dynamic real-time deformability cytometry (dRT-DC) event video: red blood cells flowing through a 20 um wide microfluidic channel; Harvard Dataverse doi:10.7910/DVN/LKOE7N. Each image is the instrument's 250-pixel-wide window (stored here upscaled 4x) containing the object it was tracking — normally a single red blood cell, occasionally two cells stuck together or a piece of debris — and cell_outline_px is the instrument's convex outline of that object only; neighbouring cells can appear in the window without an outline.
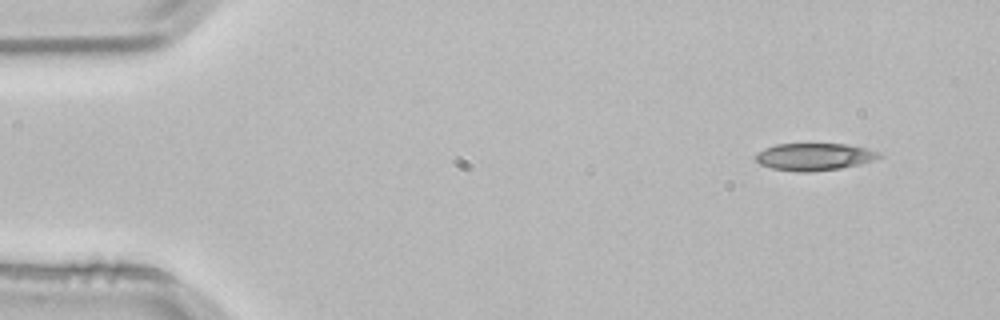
{"species": "common noctule bat (a hibernating species)", "species_latin": "Nyctalus noctula", "temperature_condition": "room temperature", "stored_images_in_passage": 3, "camera_frame_rate_fps": 3000, "um_per_image_px": 0.085, "animal": {"sex": "male", "body_mass_g": 21.5, "forearm_length_mm": 52.0}, "frame": {"image": 1, "passage_image": 1, "time_ms": 0.0, "image_size_px": [1000, 320], "cell_outline_px": [[884, 156], [860, 164], [840, 168], [808, 172], [800, 172], [772, 168], [760, 164], [756, 160], [756, 152], [764, 148], [776, 144], [844, 144], [868, 148], [880, 152]], "centroid_in_image_um": [69.22, 13.32], "position_along_channel_um": 15.8, "area_um2": 19.59}}
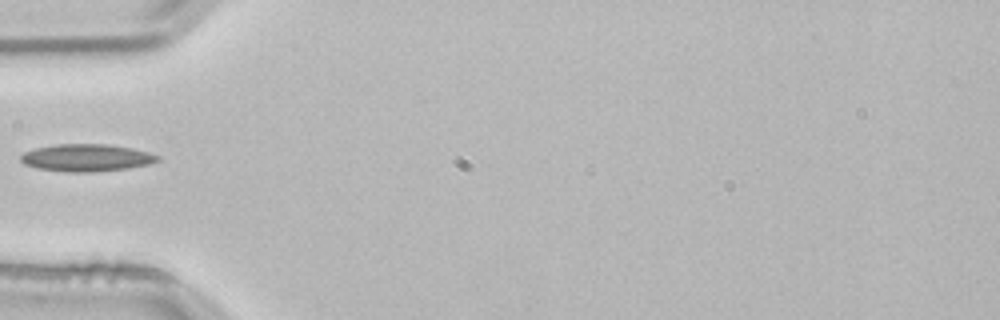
{"frame": {"image": 2, "passage_image": 3, "time_ms": 0.667, "image_size_px": [1000, 320], "cell_outline_px": [[160, 160], [148, 164], [128, 168], [92, 172], [72, 172], [36, 168], [24, 164], [20, 160], [20, 156], [24, 152], [36, 148], [56, 144], [108, 144], [132, 148], [148, 152], [160, 156]], "centroid_in_image_um": [7.35, 13.4], "position_along_channel_um": 77.7, "area_um2": 21.73}}